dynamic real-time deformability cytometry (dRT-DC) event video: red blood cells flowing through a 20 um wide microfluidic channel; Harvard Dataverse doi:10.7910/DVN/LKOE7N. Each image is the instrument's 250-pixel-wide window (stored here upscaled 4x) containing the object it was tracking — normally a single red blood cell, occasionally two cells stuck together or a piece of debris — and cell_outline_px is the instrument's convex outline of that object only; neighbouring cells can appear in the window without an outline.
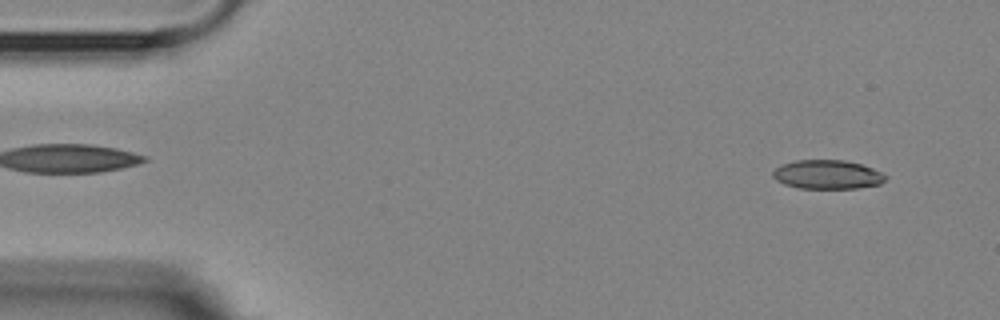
{"species": "Egyptian fruit bat (a non-hibernating species)", "species_latin": "Rousettus aegyptiacus", "temperature_condition": "room temperature", "stored_images_in_passage": 5, "segment_of_instrument_passage": [1, 2], "camera_frame_rate_fps": 3000, "um_per_image_px": 0.085, "animal": {"sex": "female"}, "frame": {"image": 1, "passage_image": 1, "time_ms": 0.0, "image_size_px": [1000, 320], "cell_outline_px": [[888, 176], [880, 184], [856, 188], [800, 188], [784, 184], [776, 180], [772, 176], [772, 172], [780, 164], [796, 160], [844, 160], [860, 164], [872, 168]], "centroid_in_image_um": [70.3, 14.83], "position_along_channel_um": 14.7, "area_um2": 18.96}}
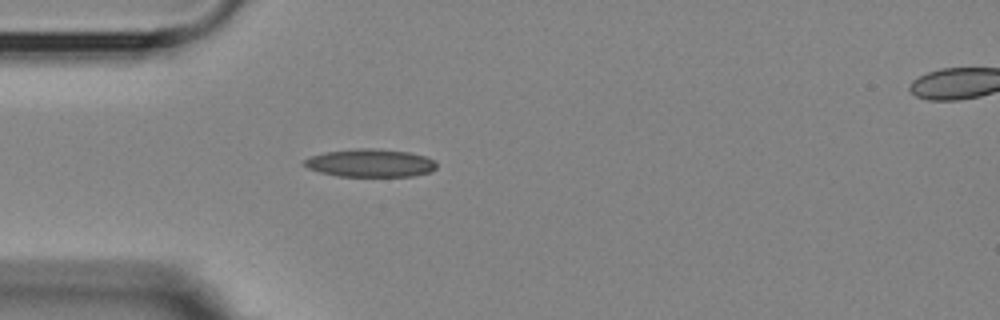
{"frame": {"image": 2, "passage_image": 4, "time_ms": 3.667, "image_size_px": [1000, 320], "cell_outline_px": [[436, 168], [432, 172], [412, 176], [336, 176], [320, 172], [308, 168], [300, 164], [304, 160], [312, 156], [324, 152], [356, 148], [372, 148], [408, 152], [424, 156], [432, 160], [436, 164]], "centroid_in_image_um": [31.44, 13.86], "position_along_channel_um": 53.6, "area_um2": 21.56}}